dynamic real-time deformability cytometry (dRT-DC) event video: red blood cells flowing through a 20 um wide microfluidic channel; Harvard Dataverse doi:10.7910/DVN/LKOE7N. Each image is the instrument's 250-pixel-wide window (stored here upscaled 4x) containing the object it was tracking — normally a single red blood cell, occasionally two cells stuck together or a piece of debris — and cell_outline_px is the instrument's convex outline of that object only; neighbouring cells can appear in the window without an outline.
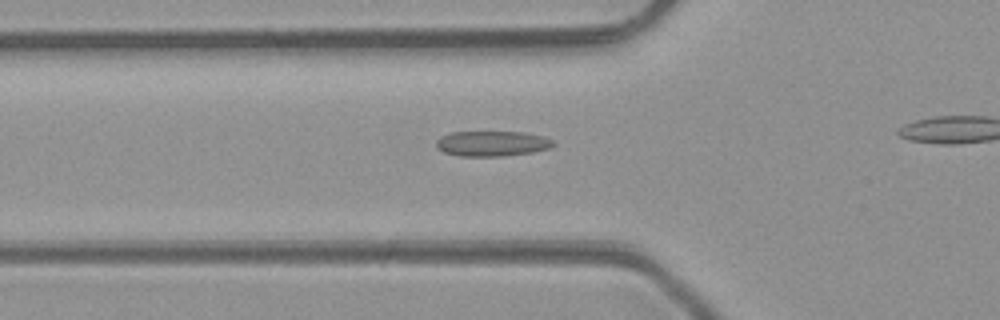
{"species": "common noctule bat (a hibernating species)", "species_latin": "Nyctalus noctula", "temperature_condition": "room temperature", "stored_images_in_passage": 27, "camera_frame_rate_fps": 3000, "um_per_image_px": 0.085, "animal": {"sex": "male", "body_mass_g": 23.1, "forearm_length_mm": 52.7}, "frame": {"image": 1, "passage_image": 5, "time_ms": 1.333, "image_size_px": [1000, 320], "cell_outline_px": [[556, 144], [548, 148], [532, 152], [500, 156], [460, 156], [444, 152], [436, 148], [436, 140], [440, 136], [452, 132], [524, 132], [544, 136], [552, 140]], "centroid_in_image_um": [41.8, 12.2], "position_along_channel_um": 84.0, "area_um2": 17.22}}
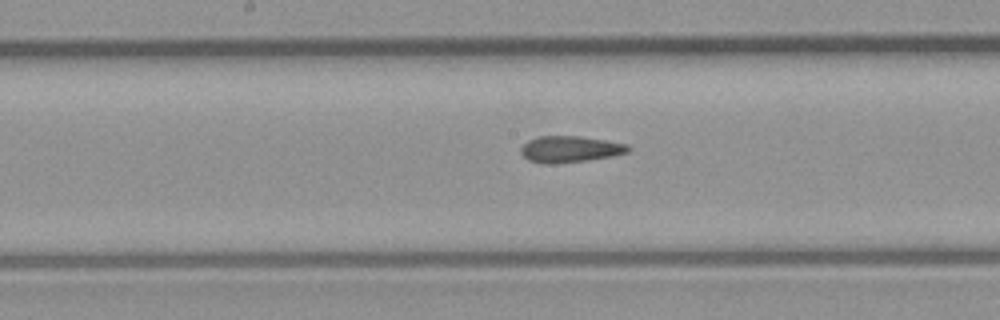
{"frame": {"image": 2, "passage_image": 13, "time_ms": 4.0, "image_size_px": [1000, 320], "cell_outline_px": [[632, 148], [628, 152], [612, 156], [588, 160], [548, 164], [544, 164], [528, 160], [520, 152], [520, 148], [528, 140], [540, 136], [580, 136], [628, 144]], "centroid_in_image_um": [48.45, 12.68], "position_along_channel_um": 199.7, "area_um2": 16.47}}
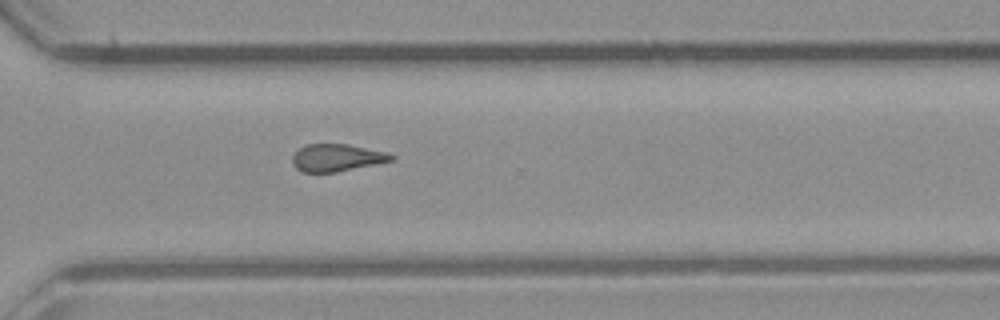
{"frame": {"image": 3, "passage_image": 23, "time_ms": 7.333, "image_size_px": [1000, 320], "cell_outline_px": [[396, 156], [392, 160], [376, 164], [336, 172], [304, 172], [296, 168], [292, 164], [292, 156], [304, 144], [348, 144], [384, 152]], "centroid_in_image_um": [28.59, 13.4], "position_along_channel_um": 342.0, "area_um2": 15.61}}